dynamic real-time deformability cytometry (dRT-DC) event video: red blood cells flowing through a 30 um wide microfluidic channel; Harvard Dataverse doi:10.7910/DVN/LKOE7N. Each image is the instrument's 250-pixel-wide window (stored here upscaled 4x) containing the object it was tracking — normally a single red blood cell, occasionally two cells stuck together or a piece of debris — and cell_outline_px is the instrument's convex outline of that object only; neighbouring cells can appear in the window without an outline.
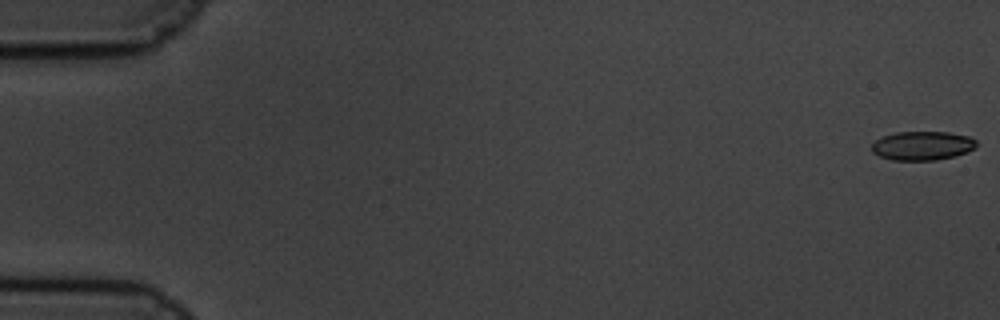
{"species": "common noctule bat (a hibernating species)", "species_latin": "Nyctalus noctula", "temperature_condition": "cold", "stored_images_in_passage": 61, "camera_frame_rate_fps": 3000, "um_per_image_px": 0.085, "animal": {"sex": "male", "body_mass_g": 19.5, "forearm_length_mm": 54.6}, "frame": {"image": 1, "passage_image": 1, "time_ms": 0.0, "image_size_px": [1000, 320], "cell_outline_px": [[976, 148], [968, 152], [956, 156], [936, 160], [892, 160], [880, 156], [872, 152], [872, 144], [876, 140], [884, 136], [896, 132], [948, 132], [968, 136], [976, 140]], "centroid_in_image_um": [78.43, 12.39], "position_along_channel_um": 6.6, "area_um2": 17.69}}
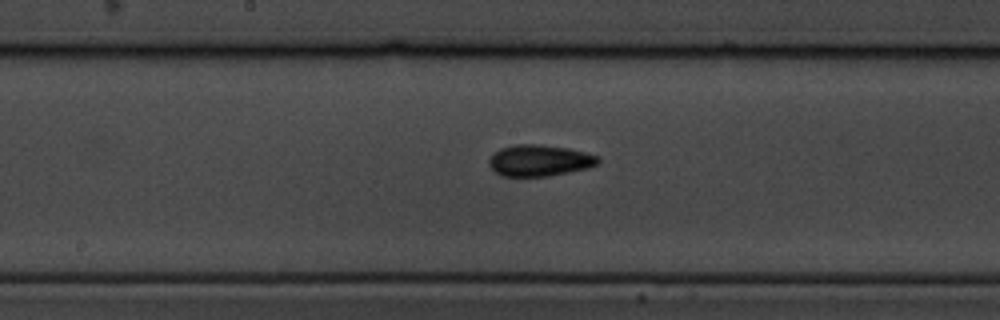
{"frame": {"image": 2, "passage_image": 32, "time_ms": 10.333, "image_size_px": [1000, 320], "cell_outline_px": [[600, 160], [596, 164], [588, 168], [548, 176], [500, 176], [488, 164], [488, 160], [500, 148], [516, 144], [536, 144], [568, 148], [600, 156]], "centroid_in_image_um": [45.85, 13.64], "position_along_channel_um": 202.3, "area_um2": 19.83}}
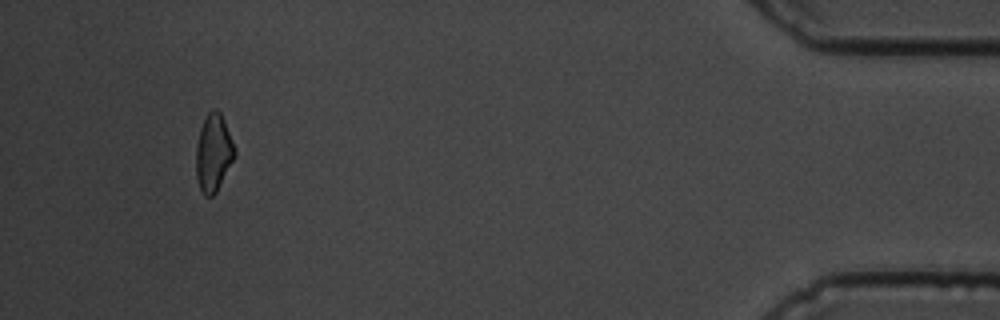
{"frame": {"image": 3, "passage_image": 57, "time_ms": 18.667, "image_size_px": [1000, 320], "cell_outline_px": [[236, 156], [216, 192], [212, 196], [204, 196], [200, 188], [196, 176], [196, 148], [200, 128], [208, 112], [212, 108], [216, 108], [220, 112], [236, 152]], "centroid_in_image_um": [18.13, 13.01], "position_along_channel_um": 417.1, "area_um2": 17.22}, "authors_computed_cell_mechanics": {"area_um2": 18.3226, "velocity_mm_per_s": 3.3625, "shape_relaxation_time_tau1_ms": 5.4548, "shape_relaxation_time_tau2_ms": 3.5045, "deformation_change_tau1": 0.102, "deformation_change_tau2": 0.0911}}